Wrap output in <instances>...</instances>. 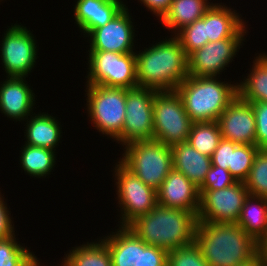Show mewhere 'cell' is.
I'll list each match as a JSON object with an SVG mask.
<instances>
[{
  "label": "cell",
  "instance_id": "6da1fadb",
  "mask_svg": "<svg viewBox=\"0 0 267 266\" xmlns=\"http://www.w3.org/2000/svg\"><path fill=\"white\" fill-rule=\"evenodd\" d=\"M194 242L209 266H240L258 255V243L237 223L198 222Z\"/></svg>",
  "mask_w": 267,
  "mask_h": 266
},
{
  "label": "cell",
  "instance_id": "7a4b0ae2",
  "mask_svg": "<svg viewBox=\"0 0 267 266\" xmlns=\"http://www.w3.org/2000/svg\"><path fill=\"white\" fill-rule=\"evenodd\" d=\"M136 54L138 86L157 91L175 90L188 77V56L173 35Z\"/></svg>",
  "mask_w": 267,
  "mask_h": 266
},
{
  "label": "cell",
  "instance_id": "3957f363",
  "mask_svg": "<svg viewBox=\"0 0 267 266\" xmlns=\"http://www.w3.org/2000/svg\"><path fill=\"white\" fill-rule=\"evenodd\" d=\"M197 224L198 219L194 212L157 204L150 212L139 216L127 227L147 245L169 252L192 244Z\"/></svg>",
  "mask_w": 267,
  "mask_h": 266
},
{
  "label": "cell",
  "instance_id": "277c9868",
  "mask_svg": "<svg viewBox=\"0 0 267 266\" xmlns=\"http://www.w3.org/2000/svg\"><path fill=\"white\" fill-rule=\"evenodd\" d=\"M222 82L218 77L185 78L175 89L193 122L217 121L238 95V83Z\"/></svg>",
  "mask_w": 267,
  "mask_h": 266
},
{
  "label": "cell",
  "instance_id": "5b68a950",
  "mask_svg": "<svg viewBox=\"0 0 267 266\" xmlns=\"http://www.w3.org/2000/svg\"><path fill=\"white\" fill-rule=\"evenodd\" d=\"M120 161L148 186L157 190L173 169L171 146L157 140H139L124 145Z\"/></svg>",
  "mask_w": 267,
  "mask_h": 266
},
{
  "label": "cell",
  "instance_id": "8992f818",
  "mask_svg": "<svg viewBox=\"0 0 267 266\" xmlns=\"http://www.w3.org/2000/svg\"><path fill=\"white\" fill-rule=\"evenodd\" d=\"M85 88L89 121L98 132L115 141L124 125L126 88L89 84Z\"/></svg>",
  "mask_w": 267,
  "mask_h": 266
},
{
  "label": "cell",
  "instance_id": "52a82bcc",
  "mask_svg": "<svg viewBox=\"0 0 267 266\" xmlns=\"http://www.w3.org/2000/svg\"><path fill=\"white\" fill-rule=\"evenodd\" d=\"M153 139L173 146L186 142L193 121L176 90L157 91L153 102Z\"/></svg>",
  "mask_w": 267,
  "mask_h": 266
},
{
  "label": "cell",
  "instance_id": "ba28073f",
  "mask_svg": "<svg viewBox=\"0 0 267 266\" xmlns=\"http://www.w3.org/2000/svg\"><path fill=\"white\" fill-rule=\"evenodd\" d=\"M86 84L108 87L134 88L136 78V54L111 51H88Z\"/></svg>",
  "mask_w": 267,
  "mask_h": 266
},
{
  "label": "cell",
  "instance_id": "9c48e42d",
  "mask_svg": "<svg viewBox=\"0 0 267 266\" xmlns=\"http://www.w3.org/2000/svg\"><path fill=\"white\" fill-rule=\"evenodd\" d=\"M114 170L116 199L121 213L118 226H128L157 205V193L154 188L143 183L120 160L117 161Z\"/></svg>",
  "mask_w": 267,
  "mask_h": 266
},
{
  "label": "cell",
  "instance_id": "30bf717a",
  "mask_svg": "<svg viewBox=\"0 0 267 266\" xmlns=\"http://www.w3.org/2000/svg\"><path fill=\"white\" fill-rule=\"evenodd\" d=\"M156 90L136 86L126 89V108L122 133L115 140L122 146L153 139V102Z\"/></svg>",
  "mask_w": 267,
  "mask_h": 266
},
{
  "label": "cell",
  "instance_id": "8fae6325",
  "mask_svg": "<svg viewBox=\"0 0 267 266\" xmlns=\"http://www.w3.org/2000/svg\"><path fill=\"white\" fill-rule=\"evenodd\" d=\"M5 32L0 57L6 77H28L38 58L37 40L22 24H11Z\"/></svg>",
  "mask_w": 267,
  "mask_h": 266
},
{
  "label": "cell",
  "instance_id": "7c38bea8",
  "mask_svg": "<svg viewBox=\"0 0 267 266\" xmlns=\"http://www.w3.org/2000/svg\"><path fill=\"white\" fill-rule=\"evenodd\" d=\"M198 222L236 223L249 192L245 182L237 181L220 190L199 191Z\"/></svg>",
  "mask_w": 267,
  "mask_h": 266
},
{
  "label": "cell",
  "instance_id": "4fadbf2b",
  "mask_svg": "<svg viewBox=\"0 0 267 266\" xmlns=\"http://www.w3.org/2000/svg\"><path fill=\"white\" fill-rule=\"evenodd\" d=\"M246 38H226L207 42L202 48L188 56V75L195 77H217L234 61Z\"/></svg>",
  "mask_w": 267,
  "mask_h": 266
},
{
  "label": "cell",
  "instance_id": "5bb4252c",
  "mask_svg": "<svg viewBox=\"0 0 267 266\" xmlns=\"http://www.w3.org/2000/svg\"><path fill=\"white\" fill-rule=\"evenodd\" d=\"M129 9L125 6L111 21L104 26L93 29L87 36L88 51H111L116 53L135 52V30Z\"/></svg>",
  "mask_w": 267,
  "mask_h": 266
},
{
  "label": "cell",
  "instance_id": "9a60e30c",
  "mask_svg": "<svg viewBox=\"0 0 267 266\" xmlns=\"http://www.w3.org/2000/svg\"><path fill=\"white\" fill-rule=\"evenodd\" d=\"M222 138L238 144L256 145V119L252 104L239 95L217 120Z\"/></svg>",
  "mask_w": 267,
  "mask_h": 266
},
{
  "label": "cell",
  "instance_id": "2e32d148",
  "mask_svg": "<svg viewBox=\"0 0 267 266\" xmlns=\"http://www.w3.org/2000/svg\"><path fill=\"white\" fill-rule=\"evenodd\" d=\"M157 204L163 207L192 211L199 209V190L184 174L172 169L156 190Z\"/></svg>",
  "mask_w": 267,
  "mask_h": 266
},
{
  "label": "cell",
  "instance_id": "e0dca14e",
  "mask_svg": "<svg viewBox=\"0 0 267 266\" xmlns=\"http://www.w3.org/2000/svg\"><path fill=\"white\" fill-rule=\"evenodd\" d=\"M26 77H7L0 84V111L13 121H24L33 112L35 94Z\"/></svg>",
  "mask_w": 267,
  "mask_h": 266
},
{
  "label": "cell",
  "instance_id": "ac0fdd59",
  "mask_svg": "<svg viewBox=\"0 0 267 266\" xmlns=\"http://www.w3.org/2000/svg\"><path fill=\"white\" fill-rule=\"evenodd\" d=\"M245 24L236 10L222 3L212 4L205 12L206 37L209 42L226 38H244L248 33Z\"/></svg>",
  "mask_w": 267,
  "mask_h": 266
},
{
  "label": "cell",
  "instance_id": "d6986e66",
  "mask_svg": "<svg viewBox=\"0 0 267 266\" xmlns=\"http://www.w3.org/2000/svg\"><path fill=\"white\" fill-rule=\"evenodd\" d=\"M126 4L122 0H77L74 19L83 35L111 21Z\"/></svg>",
  "mask_w": 267,
  "mask_h": 266
},
{
  "label": "cell",
  "instance_id": "ffe728a7",
  "mask_svg": "<svg viewBox=\"0 0 267 266\" xmlns=\"http://www.w3.org/2000/svg\"><path fill=\"white\" fill-rule=\"evenodd\" d=\"M173 169L184 174L198 188L212 165L211 157L199 153L186 142L171 146Z\"/></svg>",
  "mask_w": 267,
  "mask_h": 266
},
{
  "label": "cell",
  "instance_id": "44dd1931",
  "mask_svg": "<svg viewBox=\"0 0 267 266\" xmlns=\"http://www.w3.org/2000/svg\"><path fill=\"white\" fill-rule=\"evenodd\" d=\"M29 117L25 120V144L56 151L55 148L62 138L60 121L45 112L32 113Z\"/></svg>",
  "mask_w": 267,
  "mask_h": 266
},
{
  "label": "cell",
  "instance_id": "7402d4cb",
  "mask_svg": "<svg viewBox=\"0 0 267 266\" xmlns=\"http://www.w3.org/2000/svg\"><path fill=\"white\" fill-rule=\"evenodd\" d=\"M118 228L101 237L109 249L112 266H138L139 237L127 226Z\"/></svg>",
  "mask_w": 267,
  "mask_h": 266
},
{
  "label": "cell",
  "instance_id": "603a6c76",
  "mask_svg": "<svg viewBox=\"0 0 267 266\" xmlns=\"http://www.w3.org/2000/svg\"><path fill=\"white\" fill-rule=\"evenodd\" d=\"M208 0H172L169 10L160 19L166 29L174 33L201 19L213 4ZM173 31V32H172Z\"/></svg>",
  "mask_w": 267,
  "mask_h": 266
},
{
  "label": "cell",
  "instance_id": "cb8c5ba5",
  "mask_svg": "<svg viewBox=\"0 0 267 266\" xmlns=\"http://www.w3.org/2000/svg\"><path fill=\"white\" fill-rule=\"evenodd\" d=\"M236 223L259 243L267 235V199L248 194Z\"/></svg>",
  "mask_w": 267,
  "mask_h": 266
},
{
  "label": "cell",
  "instance_id": "d4e9b609",
  "mask_svg": "<svg viewBox=\"0 0 267 266\" xmlns=\"http://www.w3.org/2000/svg\"><path fill=\"white\" fill-rule=\"evenodd\" d=\"M254 59L247 78L238 84V95L249 103L267 102V53Z\"/></svg>",
  "mask_w": 267,
  "mask_h": 266
},
{
  "label": "cell",
  "instance_id": "484cf974",
  "mask_svg": "<svg viewBox=\"0 0 267 266\" xmlns=\"http://www.w3.org/2000/svg\"><path fill=\"white\" fill-rule=\"evenodd\" d=\"M61 266H112L109 249L102 240L72 247Z\"/></svg>",
  "mask_w": 267,
  "mask_h": 266
},
{
  "label": "cell",
  "instance_id": "4316f807",
  "mask_svg": "<svg viewBox=\"0 0 267 266\" xmlns=\"http://www.w3.org/2000/svg\"><path fill=\"white\" fill-rule=\"evenodd\" d=\"M20 165L30 176L44 178L52 172L55 167L56 153L52 149L35 147L25 144L21 148Z\"/></svg>",
  "mask_w": 267,
  "mask_h": 266
},
{
  "label": "cell",
  "instance_id": "83f0119b",
  "mask_svg": "<svg viewBox=\"0 0 267 266\" xmlns=\"http://www.w3.org/2000/svg\"><path fill=\"white\" fill-rule=\"evenodd\" d=\"M221 139L217 121L193 122L187 141L199 153L212 157Z\"/></svg>",
  "mask_w": 267,
  "mask_h": 266
},
{
  "label": "cell",
  "instance_id": "f1b7e54d",
  "mask_svg": "<svg viewBox=\"0 0 267 266\" xmlns=\"http://www.w3.org/2000/svg\"><path fill=\"white\" fill-rule=\"evenodd\" d=\"M244 182L250 195L267 199V149L258 150L248 178Z\"/></svg>",
  "mask_w": 267,
  "mask_h": 266
},
{
  "label": "cell",
  "instance_id": "f546056e",
  "mask_svg": "<svg viewBox=\"0 0 267 266\" xmlns=\"http://www.w3.org/2000/svg\"><path fill=\"white\" fill-rule=\"evenodd\" d=\"M258 150L256 145L249 144H239L235 149H231V165L228 171L236 181L244 182L248 178Z\"/></svg>",
  "mask_w": 267,
  "mask_h": 266
},
{
  "label": "cell",
  "instance_id": "4dcf8cb0",
  "mask_svg": "<svg viewBox=\"0 0 267 266\" xmlns=\"http://www.w3.org/2000/svg\"><path fill=\"white\" fill-rule=\"evenodd\" d=\"M175 37L179 40L187 56L202 48L209 42L208 37H206L205 14L201 19L179 30Z\"/></svg>",
  "mask_w": 267,
  "mask_h": 266
},
{
  "label": "cell",
  "instance_id": "1f68e13d",
  "mask_svg": "<svg viewBox=\"0 0 267 266\" xmlns=\"http://www.w3.org/2000/svg\"><path fill=\"white\" fill-rule=\"evenodd\" d=\"M15 233L0 239V266H24L34 255L29 249L17 242Z\"/></svg>",
  "mask_w": 267,
  "mask_h": 266
},
{
  "label": "cell",
  "instance_id": "d6a6232c",
  "mask_svg": "<svg viewBox=\"0 0 267 266\" xmlns=\"http://www.w3.org/2000/svg\"><path fill=\"white\" fill-rule=\"evenodd\" d=\"M167 266H209L197 244L175 248L168 252Z\"/></svg>",
  "mask_w": 267,
  "mask_h": 266
},
{
  "label": "cell",
  "instance_id": "836d02e7",
  "mask_svg": "<svg viewBox=\"0 0 267 266\" xmlns=\"http://www.w3.org/2000/svg\"><path fill=\"white\" fill-rule=\"evenodd\" d=\"M236 182V179L227 169L211 165L209 172L206 174V177L198 190H220L227 188Z\"/></svg>",
  "mask_w": 267,
  "mask_h": 266
},
{
  "label": "cell",
  "instance_id": "e575fe53",
  "mask_svg": "<svg viewBox=\"0 0 267 266\" xmlns=\"http://www.w3.org/2000/svg\"><path fill=\"white\" fill-rule=\"evenodd\" d=\"M167 255L166 250L147 245L139 238L138 266H167Z\"/></svg>",
  "mask_w": 267,
  "mask_h": 266
},
{
  "label": "cell",
  "instance_id": "d590c367",
  "mask_svg": "<svg viewBox=\"0 0 267 266\" xmlns=\"http://www.w3.org/2000/svg\"><path fill=\"white\" fill-rule=\"evenodd\" d=\"M256 119V146L267 149V102H252Z\"/></svg>",
  "mask_w": 267,
  "mask_h": 266
},
{
  "label": "cell",
  "instance_id": "8d00e7d4",
  "mask_svg": "<svg viewBox=\"0 0 267 266\" xmlns=\"http://www.w3.org/2000/svg\"><path fill=\"white\" fill-rule=\"evenodd\" d=\"M238 145L236 142L222 138L211 157L212 165L228 170L231 165V149H235Z\"/></svg>",
  "mask_w": 267,
  "mask_h": 266
},
{
  "label": "cell",
  "instance_id": "74e56055",
  "mask_svg": "<svg viewBox=\"0 0 267 266\" xmlns=\"http://www.w3.org/2000/svg\"><path fill=\"white\" fill-rule=\"evenodd\" d=\"M1 194L0 192V239H4L15 233V227L7 203Z\"/></svg>",
  "mask_w": 267,
  "mask_h": 266
},
{
  "label": "cell",
  "instance_id": "f35d334b",
  "mask_svg": "<svg viewBox=\"0 0 267 266\" xmlns=\"http://www.w3.org/2000/svg\"><path fill=\"white\" fill-rule=\"evenodd\" d=\"M159 19L169 10L172 0H138Z\"/></svg>",
  "mask_w": 267,
  "mask_h": 266
},
{
  "label": "cell",
  "instance_id": "ab89813d",
  "mask_svg": "<svg viewBox=\"0 0 267 266\" xmlns=\"http://www.w3.org/2000/svg\"><path fill=\"white\" fill-rule=\"evenodd\" d=\"M258 255L267 266V235L258 243Z\"/></svg>",
  "mask_w": 267,
  "mask_h": 266
},
{
  "label": "cell",
  "instance_id": "60d3db41",
  "mask_svg": "<svg viewBox=\"0 0 267 266\" xmlns=\"http://www.w3.org/2000/svg\"><path fill=\"white\" fill-rule=\"evenodd\" d=\"M240 266H265V263L262 261L261 257L259 255H257L251 261H249L245 264H242Z\"/></svg>",
  "mask_w": 267,
  "mask_h": 266
},
{
  "label": "cell",
  "instance_id": "b9f144b4",
  "mask_svg": "<svg viewBox=\"0 0 267 266\" xmlns=\"http://www.w3.org/2000/svg\"><path fill=\"white\" fill-rule=\"evenodd\" d=\"M35 256V254L27 261L24 266H41L39 259Z\"/></svg>",
  "mask_w": 267,
  "mask_h": 266
}]
</instances>
